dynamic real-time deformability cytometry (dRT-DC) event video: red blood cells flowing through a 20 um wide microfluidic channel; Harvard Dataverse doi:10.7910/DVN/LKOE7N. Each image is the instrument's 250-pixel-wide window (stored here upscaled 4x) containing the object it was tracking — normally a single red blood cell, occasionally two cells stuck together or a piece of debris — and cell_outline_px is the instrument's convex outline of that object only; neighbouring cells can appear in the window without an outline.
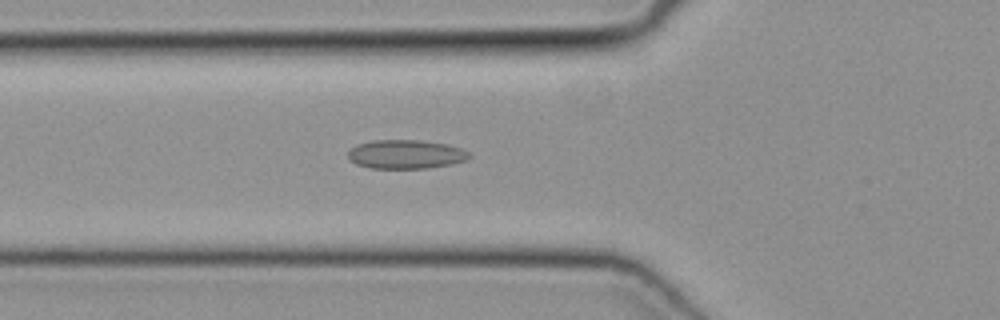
{"species": "common noctule bat (a hibernating species)", "species_latin": "Nyctalus noctula", "temperature_condition": "cold", "stored_images_in_passage": 44, "camera_frame_rate_fps": 3000, "um_per_image_px": 0.085, "animal": {"sex": "female", "body_mass_g": 19.3, "forearm_length_mm": 54.1}, "frame": {"image": 1, "passage_image": 13, "time_ms": 4.0, "image_size_px": [1000, 320], "cell_outline_px": [[472, 156], [468, 160], [452, 164], [428, 168], [372, 168], [356, 164], [348, 160], [348, 152], [356, 144], [372, 140], [420, 140], [448, 144], [460, 148], [468, 152]], "centroid_in_image_um": [34.5, 13.11], "position_along_channel_um": 91.3, "area_um2": 20.58}}
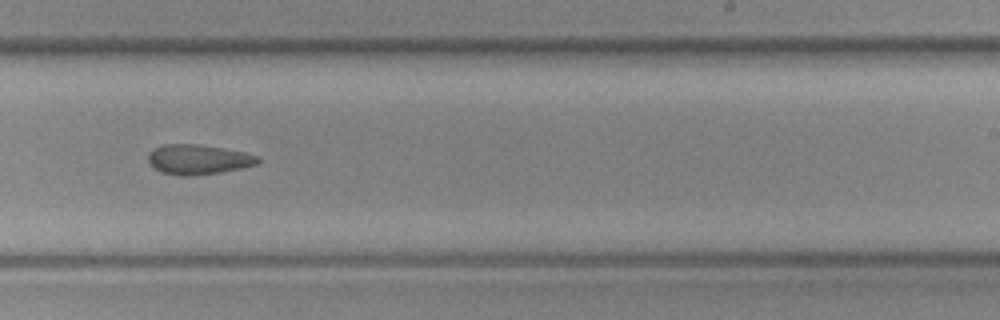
{"frame": {"image": 2, "passage_image": 26, "time_ms": 8.333, "image_size_px": [1000, 320], "cell_outline_px": [[260, 160], [256, 164], [240, 168], [220, 172], [192, 176], [180, 176], [160, 172], [152, 168], [148, 160], [148, 152], [164, 144], [196, 144], [244, 152], [260, 156]], "centroid_in_image_um": [16.81, 13.56], "position_along_channel_um": 272.2, "area_um2": 19.07}}
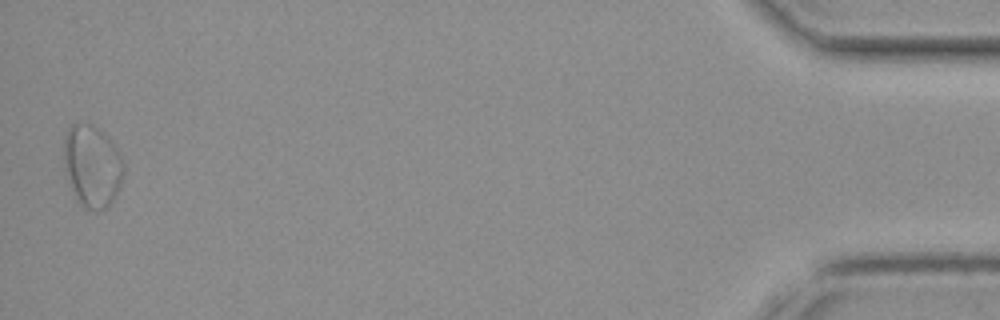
{"frame": {"image": 3, "passage_image": 44, "time_ms": 14.333, "image_size_px": [1000, 320], "cell_outline_px": [[124, 172], [120, 184], [112, 200], [100, 212], [92, 212], [80, 204], [64, 172], [64, 136], [68, 128], [72, 124], [92, 124], [108, 136], [124, 160]], "centroid_in_image_um": [7.83, 14.11], "position_along_channel_um": 427.4, "area_um2": 28.61}}